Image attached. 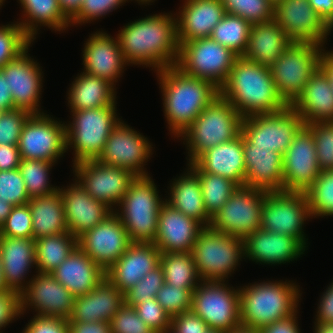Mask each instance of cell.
<instances>
[{
  "instance_id": "obj_28",
  "label": "cell",
  "mask_w": 333,
  "mask_h": 333,
  "mask_svg": "<svg viewBox=\"0 0 333 333\" xmlns=\"http://www.w3.org/2000/svg\"><path fill=\"white\" fill-rule=\"evenodd\" d=\"M245 187L283 191V154L256 147L243 136Z\"/></svg>"
},
{
  "instance_id": "obj_9",
  "label": "cell",
  "mask_w": 333,
  "mask_h": 333,
  "mask_svg": "<svg viewBox=\"0 0 333 333\" xmlns=\"http://www.w3.org/2000/svg\"><path fill=\"white\" fill-rule=\"evenodd\" d=\"M323 45L292 42L280 58L270 66V72L279 96L291 105L302 93L310 76L319 68Z\"/></svg>"
},
{
  "instance_id": "obj_4",
  "label": "cell",
  "mask_w": 333,
  "mask_h": 333,
  "mask_svg": "<svg viewBox=\"0 0 333 333\" xmlns=\"http://www.w3.org/2000/svg\"><path fill=\"white\" fill-rule=\"evenodd\" d=\"M301 294L299 285L288 280L239 286L241 326L260 330L288 318L298 311Z\"/></svg>"
},
{
  "instance_id": "obj_53",
  "label": "cell",
  "mask_w": 333,
  "mask_h": 333,
  "mask_svg": "<svg viewBox=\"0 0 333 333\" xmlns=\"http://www.w3.org/2000/svg\"><path fill=\"white\" fill-rule=\"evenodd\" d=\"M32 114L26 110L13 109L0 112V145H17L24 124Z\"/></svg>"
},
{
  "instance_id": "obj_15",
  "label": "cell",
  "mask_w": 333,
  "mask_h": 333,
  "mask_svg": "<svg viewBox=\"0 0 333 333\" xmlns=\"http://www.w3.org/2000/svg\"><path fill=\"white\" fill-rule=\"evenodd\" d=\"M21 159L57 163L66 152V124L47 113L32 114L18 142Z\"/></svg>"
},
{
  "instance_id": "obj_43",
  "label": "cell",
  "mask_w": 333,
  "mask_h": 333,
  "mask_svg": "<svg viewBox=\"0 0 333 333\" xmlns=\"http://www.w3.org/2000/svg\"><path fill=\"white\" fill-rule=\"evenodd\" d=\"M250 27L251 24L247 20L226 13L214 27L211 38L238 56H242L248 45Z\"/></svg>"
},
{
  "instance_id": "obj_64",
  "label": "cell",
  "mask_w": 333,
  "mask_h": 333,
  "mask_svg": "<svg viewBox=\"0 0 333 333\" xmlns=\"http://www.w3.org/2000/svg\"><path fill=\"white\" fill-rule=\"evenodd\" d=\"M313 9L333 31V0H308Z\"/></svg>"
},
{
  "instance_id": "obj_21",
  "label": "cell",
  "mask_w": 333,
  "mask_h": 333,
  "mask_svg": "<svg viewBox=\"0 0 333 333\" xmlns=\"http://www.w3.org/2000/svg\"><path fill=\"white\" fill-rule=\"evenodd\" d=\"M21 293V313L31 308L35 315L68 320L72 314L75 297L50 273H39L29 279Z\"/></svg>"
},
{
  "instance_id": "obj_44",
  "label": "cell",
  "mask_w": 333,
  "mask_h": 333,
  "mask_svg": "<svg viewBox=\"0 0 333 333\" xmlns=\"http://www.w3.org/2000/svg\"><path fill=\"white\" fill-rule=\"evenodd\" d=\"M56 163L46 160L21 159L19 170L31 198L51 195L60 187L50 185L49 173Z\"/></svg>"
},
{
  "instance_id": "obj_65",
  "label": "cell",
  "mask_w": 333,
  "mask_h": 333,
  "mask_svg": "<svg viewBox=\"0 0 333 333\" xmlns=\"http://www.w3.org/2000/svg\"><path fill=\"white\" fill-rule=\"evenodd\" d=\"M16 109L12 99L10 88L7 84V79L0 69V112H6Z\"/></svg>"
},
{
  "instance_id": "obj_45",
  "label": "cell",
  "mask_w": 333,
  "mask_h": 333,
  "mask_svg": "<svg viewBox=\"0 0 333 333\" xmlns=\"http://www.w3.org/2000/svg\"><path fill=\"white\" fill-rule=\"evenodd\" d=\"M305 194L312 218L333 217V170L321 171Z\"/></svg>"
},
{
  "instance_id": "obj_5",
  "label": "cell",
  "mask_w": 333,
  "mask_h": 333,
  "mask_svg": "<svg viewBox=\"0 0 333 333\" xmlns=\"http://www.w3.org/2000/svg\"><path fill=\"white\" fill-rule=\"evenodd\" d=\"M242 119L230 102L220 94L215 97L180 136L183 144L187 145V164L207 149L239 136Z\"/></svg>"
},
{
  "instance_id": "obj_73",
  "label": "cell",
  "mask_w": 333,
  "mask_h": 333,
  "mask_svg": "<svg viewBox=\"0 0 333 333\" xmlns=\"http://www.w3.org/2000/svg\"><path fill=\"white\" fill-rule=\"evenodd\" d=\"M206 333H225V332L220 331V330H214V329L209 328V329L206 331Z\"/></svg>"
},
{
  "instance_id": "obj_14",
  "label": "cell",
  "mask_w": 333,
  "mask_h": 333,
  "mask_svg": "<svg viewBox=\"0 0 333 333\" xmlns=\"http://www.w3.org/2000/svg\"><path fill=\"white\" fill-rule=\"evenodd\" d=\"M303 125V119L288 105L275 113L243 118L241 134L256 147L284 154Z\"/></svg>"
},
{
  "instance_id": "obj_75",
  "label": "cell",
  "mask_w": 333,
  "mask_h": 333,
  "mask_svg": "<svg viewBox=\"0 0 333 333\" xmlns=\"http://www.w3.org/2000/svg\"><path fill=\"white\" fill-rule=\"evenodd\" d=\"M160 333H174V332H172L171 329H168V330L162 331V332H160Z\"/></svg>"
},
{
  "instance_id": "obj_20",
  "label": "cell",
  "mask_w": 333,
  "mask_h": 333,
  "mask_svg": "<svg viewBox=\"0 0 333 333\" xmlns=\"http://www.w3.org/2000/svg\"><path fill=\"white\" fill-rule=\"evenodd\" d=\"M274 19L292 42L325 46L332 30L308 0H281L274 6Z\"/></svg>"
},
{
  "instance_id": "obj_52",
  "label": "cell",
  "mask_w": 333,
  "mask_h": 333,
  "mask_svg": "<svg viewBox=\"0 0 333 333\" xmlns=\"http://www.w3.org/2000/svg\"><path fill=\"white\" fill-rule=\"evenodd\" d=\"M0 198L13 206L27 204L30 197L19 168L0 171Z\"/></svg>"
},
{
  "instance_id": "obj_33",
  "label": "cell",
  "mask_w": 333,
  "mask_h": 333,
  "mask_svg": "<svg viewBox=\"0 0 333 333\" xmlns=\"http://www.w3.org/2000/svg\"><path fill=\"white\" fill-rule=\"evenodd\" d=\"M304 124L333 122V89L319 67L309 78L302 93L290 105Z\"/></svg>"
},
{
  "instance_id": "obj_26",
  "label": "cell",
  "mask_w": 333,
  "mask_h": 333,
  "mask_svg": "<svg viewBox=\"0 0 333 333\" xmlns=\"http://www.w3.org/2000/svg\"><path fill=\"white\" fill-rule=\"evenodd\" d=\"M160 256L154 243L132 242L105 275L124 294L160 264Z\"/></svg>"
},
{
  "instance_id": "obj_46",
  "label": "cell",
  "mask_w": 333,
  "mask_h": 333,
  "mask_svg": "<svg viewBox=\"0 0 333 333\" xmlns=\"http://www.w3.org/2000/svg\"><path fill=\"white\" fill-rule=\"evenodd\" d=\"M33 42L16 21L0 25V69L17 58Z\"/></svg>"
},
{
  "instance_id": "obj_37",
  "label": "cell",
  "mask_w": 333,
  "mask_h": 333,
  "mask_svg": "<svg viewBox=\"0 0 333 333\" xmlns=\"http://www.w3.org/2000/svg\"><path fill=\"white\" fill-rule=\"evenodd\" d=\"M186 172L173 179L169 187V197L165 202L187 217L198 221L203 227H209L211 217L204 207L199 179L189 168Z\"/></svg>"
},
{
  "instance_id": "obj_48",
  "label": "cell",
  "mask_w": 333,
  "mask_h": 333,
  "mask_svg": "<svg viewBox=\"0 0 333 333\" xmlns=\"http://www.w3.org/2000/svg\"><path fill=\"white\" fill-rule=\"evenodd\" d=\"M164 283L163 268L159 264L124 293V303L134 306L148 299L156 298L157 292Z\"/></svg>"
},
{
  "instance_id": "obj_55",
  "label": "cell",
  "mask_w": 333,
  "mask_h": 333,
  "mask_svg": "<svg viewBox=\"0 0 333 333\" xmlns=\"http://www.w3.org/2000/svg\"><path fill=\"white\" fill-rule=\"evenodd\" d=\"M139 317L158 333L170 329L171 317L156 298L148 299L133 306Z\"/></svg>"
},
{
  "instance_id": "obj_8",
  "label": "cell",
  "mask_w": 333,
  "mask_h": 333,
  "mask_svg": "<svg viewBox=\"0 0 333 333\" xmlns=\"http://www.w3.org/2000/svg\"><path fill=\"white\" fill-rule=\"evenodd\" d=\"M201 280L228 281L244 258V240L204 227L191 250Z\"/></svg>"
},
{
  "instance_id": "obj_74",
  "label": "cell",
  "mask_w": 333,
  "mask_h": 333,
  "mask_svg": "<svg viewBox=\"0 0 333 333\" xmlns=\"http://www.w3.org/2000/svg\"><path fill=\"white\" fill-rule=\"evenodd\" d=\"M274 6L280 2L281 0H269Z\"/></svg>"
},
{
  "instance_id": "obj_67",
  "label": "cell",
  "mask_w": 333,
  "mask_h": 333,
  "mask_svg": "<svg viewBox=\"0 0 333 333\" xmlns=\"http://www.w3.org/2000/svg\"><path fill=\"white\" fill-rule=\"evenodd\" d=\"M83 0H58L60 9L71 20L80 10Z\"/></svg>"
},
{
  "instance_id": "obj_68",
  "label": "cell",
  "mask_w": 333,
  "mask_h": 333,
  "mask_svg": "<svg viewBox=\"0 0 333 333\" xmlns=\"http://www.w3.org/2000/svg\"><path fill=\"white\" fill-rule=\"evenodd\" d=\"M13 205L6 202L2 201L0 198V227L4 224L6 218L10 214L12 210Z\"/></svg>"
},
{
  "instance_id": "obj_27",
  "label": "cell",
  "mask_w": 333,
  "mask_h": 333,
  "mask_svg": "<svg viewBox=\"0 0 333 333\" xmlns=\"http://www.w3.org/2000/svg\"><path fill=\"white\" fill-rule=\"evenodd\" d=\"M203 228L198 221L187 217L165 202L159 210L158 229L153 243L161 253L191 252Z\"/></svg>"
},
{
  "instance_id": "obj_40",
  "label": "cell",
  "mask_w": 333,
  "mask_h": 333,
  "mask_svg": "<svg viewBox=\"0 0 333 333\" xmlns=\"http://www.w3.org/2000/svg\"><path fill=\"white\" fill-rule=\"evenodd\" d=\"M77 237L61 233L35 240L36 268L39 273H51L77 247Z\"/></svg>"
},
{
  "instance_id": "obj_41",
  "label": "cell",
  "mask_w": 333,
  "mask_h": 333,
  "mask_svg": "<svg viewBox=\"0 0 333 333\" xmlns=\"http://www.w3.org/2000/svg\"><path fill=\"white\" fill-rule=\"evenodd\" d=\"M160 265L163 268L166 284L194 291L202 281L197 273L191 252L161 253Z\"/></svg>"
},
{
  "instance_id": "obj_38",
  "label": "cell",
  "mask_w": 333,
  "mask_h": 333,
  "mask_svg": "<svg viewBox=\"0 0 333 333\" xmlns=\"http://www.w3.org/2000/svg\"><path fill=\"white\" fill-rule=\"evenodd\" d=\"M32 215L33 239L69 233L65 222L64 202L60 190L51 195L29 200Z\"/></svg>"
},
{
  "instance_id": "obj_42",
  "label": "cell",
  "mask_w": 333,
  "mask_h": 333,
  "mask_svg": "<svg viewBox=\"0 0 333 333\" xmlns=\"http://www.w3.org/2000/svg\"><path fill=\"white\" fill-rule=\"evenodd\" d=\"M199 179L207 214L214 216L238 189L233 181L220 175L206 173L202 169H190Z\"/></svg>"
},
{
  "instance_id": "obj_61",
  "label": "cell",
  "mask_w": 333,
  "mask_h": 333,
  "mask_svg": "<svg viewBox=\"0 0 333 333\" xmlns=\"http://www.w3.org/2000/svg\"><path fill=\"white\" fill-rule=\"evenodd\" d=\"M67 323L69 333H112L111 324L107 321H67Z\"/></svg>"
},
{
  "instance_id": "obj_3",
  "label": "cell",
  "mask_w": 333,
  "mask_h": 333,
  "mask_svg": "<svg viewBox=\"0 0 333 333\" xmlns=\"http://www.w3.org/2000/svg\"><path fill=\"white\" fill-rule=\"evenodd\" d=\"M169 131L179 137L206 106L219 95L210 81L185 74L176 66L156 72Z\"/></svg>"
},
{
  "instance_id": "obj_7",
  "label": "cell",
  "mask_w": 333,
  "mask_h": 333,
  "mask_svg": "<svg viewBox=\"0 0 333 333\" xmlns=\"http://www.w3.org/2000/svg\"><path fill=\"white\" fill-rule=\"evenodd\" d=\"M117 103L107 107L70 111L72 121L66 123V151L73 149V164L97 159L107 138L119 123Z\"/></svg>"
},
{
  "instance_id": "obj_13",
  "label": "cell",
  "mask_w": 333,
  "mask_h": 333,
  "mask_svg": "<svg viewBox=\"0 0 333 333\" xmlns=\"http://www.w3.org/2000/svg\"><path fill=\"white\" fill-rule=\"evenodd\" d=\"M268 191L238 187L222 208L211 217L214 231L244 239L261 226L264 197Z\"/></svg>"
},
{
  "instance_id": "obj_1",
  "label": "cell",
  "mask_w": 333,
  "mask_h": 333,
  "mask_svg": "<svg viewBox=\"0 0 333 333\" xmlns=\"http://www.w3.org/2000/svg\"><path fill=\"white\" fill-rule=\"evenodd\" d=\"M159 13L136 19L119 30L117 38L128 66L158 70L175 66L179 53L176 16Z\"/></svg>"
},
{
  "instance_id": "obj_35",
  "label": "cell",
  "mask_w": 333,
  "mask_h": 333,
  "mask_svg": "<svg viewBox=\"0 0 333 333\" xmlns=\"http://www.w3.org/2000/svg\"><path fill=\"white\" fill-rule=\"evenodd\" d=\"M292 43L277 21L251 24L245 59L269 67Z\"/></svg>"
},
{
  "instance_id": "obj_17",
  "label": "cell",
  "mask_w": 333,
  "mask_h": 333,
  "mask_svg": "<svg viewBox=\"0 0 333 333\" xmlns=\"http://www.w3.org/2000/svg\"><path fill=\"white\" fill-rule=\"evenodd\" d=\"M152 143L121 119L97 158L103 164L124 168L135 176H148L144 166L153 155Z\"/></svg>"
},
{
  "instance_id": "obj_22",
  "label": "cell",
  "mask_w": 333,
  "mask_h": 333,
  "mask_svg": "<svg viewBox=\"0 0 333 333\" xmlns=\"http://www.w3.org/2000/svg\"><path fill=\"white\" fill-rule=\"evenodd\" d=\"M31 46L17 58L6 63L1 70L7 79L15 108L31 114H43L39 106L43 92V72L40 64L29 56Z\"/></svg>"
},
{
  "instance_id": "obj_36",
  "label": "cell",
  "mask_w": 333,
  "mask_h": 333,
  "mask_svg": "<svg viewBox=\"0 0 333 333\" xmlns=\"http://www.w3.org/2000/svg\"><path fill=\"white\" fill-rule=\"evenodd\" d=\"M70 85L67 103L71 111L107 107L117 103L115 86L100 77L81 72Z\"/></svg>"
},
{
  "instance_id": "obj_30",
  "label": "cell",
  "mask_w": 333,
  "mask_h": 333,
  "mask_svg": "<svg viewBox=\"0 0 333 333\" xmlns=\"http://www.w3.org/2000/svg\"><path fill=\"white\" fill-rule=\"evenodd\" d=\"M187 165L189 169H202L206 173L220 175L243 187L246 174L243 135L240 133L232 141L207 149Z\"/></svg>"
},
{
  "instance_id": "obj_10",
  "label": "cell",
  "mask_w": 333,
  "mask_h": 333,
  "mask_svg": "<svg viewBox=\"0 0 333 333\" xmlns=\"http://www.w3.org/2000/svg\"><path fill=\"white\" fill-rule=\"evenodd\" d=\"M237 57L211 37L197 38L180 44L175 66L185 74L210 81L220 89Z\"/></svg>"
},
{
  "instance_id": "obj_51",
  "label": "cell",
  "mask_w": 333,
  "mask_h": 333,
  "mask_svg": "<svg viewBox=\"0 0 333 333\" xmlns=\"http://www.w3.org/2000/svg\"><path fill=\"white\" fill-rule=\"evenodd\" d=\"M0 236L33 238L32 215L28 203L12 207L10 214L0 227Z\"/></svg>"
},
{
  "instance_id": "obj_19",
  "label": "cell",
  "mask_w": 333,
  "mask_h": 333,
  "mask_svg": "<svg viewBox=\"0 0 333 333\" xmlns=\"http://www.w3.org/2000/svg\"><path fill=\"white\" fill-rule=\"evenodd\" d=\"M129 235L113 211L94 228L77 237V245L104 271L108 270L131 244Z\"/></svg>"
},
{
  "instance_id": "obj_59",
  "label": "cell",
  "mask_w": 333,
  "mask_h": 333,
  "mask_svg": "<svg viewBox=\"0 0 333 333\" xmlns=\"http://www.w3.org/2000/svg\"><path fill=\"white\" fill-rule=\"evenodd\" d=\"M170 329L174 333H206L209 327L191 310L171 317Z\"/></svg>"
},
{
  "instance_id": "obj_32",
  "label": "cell",
  "mask_w": 333,
  "mask_h": 333,
  "mask_svg": "<svg viewBox=\"0 0 333 333\" xmlns=\"http://www.w3.org/2000/svg\"><path fill=\"white\" fill-rule=\"evenodd\" d=\"M0 253L7 288L21 294L30 282L26 275L36 267L35 240L0 236Z\"/></svg>"
},
{
  "instance_id": "obj_63",
  "label": "cell",
  "mask_w": 333,
  "mask_h": 333,
  "mask_svg": "<svg viewBox=\"0 0 333 333\" xmlns=\"http://www.w3.org/2000/svg\"><path fill=\"white\" fill-rule=\"evenodd\" d=\"M297 314L289 316L288 318L279 320L270 325H267L260 329L261 333H300V328L297 320Z\"/></svg>"
},
{
  "instance_id": "obj_18",
  "label": "cell",
  "mask_w": 333,
  "mask_h": 333,
  "mask_svg": "<svg viewBox=\"0 0 333 333\" xmlns=\"http://www.w3.org/2000/svg\"><path fill=\"white\" fill-rule=\"evenodd\" d=\"M320 172L312 129L304 124L283 154V191L305 193Z\"/></svg>"
},
{
  "instance_id": "obj_49",
  "label": "cell",
  "mask_w": 333,
  "mask_h": 333,
  "mask_svg": "<svg viewBox=\"0 0 333 333\" xmlns=\"http://www.w3.org/2000/svg\"><path fill=\"white\" fill-rule=\"evenodd\" d=\"M307 125L312 129L320 171L333 170V122Z\"/></svg>"
},
{
  "instance_id": "obj_25",
  "label": "cell",
  "mask_w": 333,
  "mask_h": 333,
  "mask_svg": "<svg viewBox=\"0 0 333 333\" xmlns=\"http://www.w3.org/2000/svg\"><path fill=\"white\" fill-rule=\"evenodd\" d=\"M67 187L59 188L64 202L65 222L68 232L75 237L94 228L113 210L105 203L94 199L76 181Z\"/></svg>"
},
{
  "instance_id": "obj_60",
  "label": "cell",
  "mask_w": 333,
  "mask_h": 333,
  "mask_svg": "<svg viewBox=\"0 0 333 333\" xmlns=\"http://www.w3.org/2000/svg\"><path fill=\"white\" fill-rule=\"evenodd\" d=\"M314 323L333 322V282L322 293Z\"/></svg>"
},
{
  "instance_id": "obj_54",
  "label": "cell",
  "mask_w": 333,
  "mask_h": 333,
  "mask_svg": "<svg viewBox=\"0 0 333 333\" xmlns=\"http://www.w3.org/2000/svg\"><path fill=\"white\" fill-rule=\"evenodd\" d=\"M128 0H83L78 13L70 20V26L93 22L120 8Z\"/></svg>"
},
{
  "instance_id": "obj_66",
  "label": "cell",
  "mask_w": 333,
  "mask_h": 333,
  "mask_svg": "<svg viewBox=\"0 0 333 333\" xmlns=\"http://www.w3.org/2000/svg\"><path fill=\"white\" fill-rule=\"evenodd\" d=\"M319 67L327 75L333 89V51H325V48L323 49L319 60Z\"/></svg>"
},
{
  "instance_id": "obj_47",
  "label": "cell",
  "mask_w": 333,
  "mask_h": 333,
  "mask_svg": "<svg viewBox=\"0 0 333 333\" xmlns=\"http://www.w3.org/2000/svg\"><path fill=\"white\" fill-rule=\"evenodd\" d=\"M226 13L237 15L250 24L274 18V5L269 0H221Z\"/></svg>"
},
{
  "instance_id": "obj_31",
  "label": "cell",
  "mask_w": 333,
  "mask_h": 333,
  "mask_svg": "<svg viewBox=\"0 0 333 333\" xmlns=\"http://www.w3.org/2000/svg\"><path fill=\"white\" fill-rule=\"evenodd\" d=\"M124 304V294L105 276L90 292L75 297L72 314L67 321L110 323Z\"/></svg>"
},
{
  "instance_id": "obj_34",
  "label": "cell",
  "mask_w": 333,
  "mask_h": 333,
  "mask_svg": "<svg viewBox=\"0 0 333 333\" xmlns=\"http://www.w3.org/2000/svg\"><path fill=\"white\" fill-rule=\"evenodd\" d=\"M50 274L74 297L87 294L106 276L105 271L78 246Z\"/></svg>"
},
{
  "instance_id": "obj_11",
  "label": "cell",
  "mask_w": 333,
  "mask_h": 333,
  "mask_svg": "<svg viewBox=\"0 0 333 333\" xmlns=\"http://www.w3.org/2000/svg\"><path fill=\"white\" fill-rule=\"evenodd\" d=\"M227 282L202 280L193 291L191 308L209 328L225 333L241 327L239 288Z\"/></svg>"
},
{
  "instance_id": "obj_76",
  "label": "cell",
  "mask_w": 333,
  "mask_h": 333,
  "mask_svg": "<svg viewBox=\"0 0 333 333\" xmlns=\"http://www.w3.org/2000/svg\"><path fill=\"white\" fill-rule=\"evenodd\" d=\"M6 0H0V7L3 6V3L5 2ZM1 9V8H0Z\"/></svg>"
},
{
  "instance_id": "obj_56",
  "label": "cell",
  "mask_w": 333,
  "mask_h": 333,
  "mask_svg": "<svg viewBox=\"0 0 333 333\" xmlns=\"http://www.w3.org/2000/svg\"><path fill=\"white\" fill-rule=\"evenodd\" d=\"M112 333H152L149 326L139 317L133 306L125 303L110 321Z\"/></svg>"
},
{
  "instance_id": "obj_72",
  "label": "cell",
  "mask_w": 333,
  "mask_h": 333,
  "mask_svg": "<svg viewBox=\"0 0 333 333\" xmlns=\"http://www.w3.org/2000/svg\"><path fill=\"white\" fill-rule=\"evenodd\" d=\"M130 1H133V0H130ZM135 1L140 5L144 4L146 6V4L150 5V3L154 2L155 0H135Z\"/></svg>"
},
{
  "instance_id": "obj_69",
  "label": "cell",
  "mask_w": 333,
  "mask_h": 333,
  "mask_svg": "<svg viewBox=\"0 0 333 333\" xmlns=\"http://www.w3.org/2000/svg\"><path fill=\"white\" fill-rule=\"evenodd\" d=\"M314 333H333L332 323H314Z\"/></svg>"
},
{
  "instance_id": "obj_23",
  "label": "cell",
  "mask_w": 333,
  "mask_h": 333,
  "mask_svg": "<svg viewBox=\"0 0 333 333\" xmlns=\"http://www.w3.org/2000/svg\"><path fill=\"white\" fill-rule=\"evenodd\" d=\"M82 51L83 72L105 79L116 86L124 72V60L117 38L102 31L91 34Z\"/></svg>"
},
{
  "instance_id": "obj_16",
  "label": "cell",
  "mask_w": 333,
  "mask_h": 333,
  "mask_svg": "<svg viewBox=\"0 0 333 333\" xmlns=\"http://www.w3.org/2000/svg\"><path fill=\"white\" fill-rule=\"evenodd\" d=\"M76 180L94 199L116 210L135 175L124 168L103 164L97 159L73 164Z\"/></svg>"
},
{
  "instance_id": "obj_29",
  "label": "cell",
  "mask_w": 333,
  "mask_h": 333,
  "mask_svg": "<svg viewBox=\"0 0 333 333\" xmlns=\"http://www.w3.org/2000/svg\"><path fill=\"white\" fill-rule=\"evenodd\" d=\"M180 8L174 13L179 44L211 37L214 27L226 14L221 0H184Z\"/></svg>"
},
{
  "instance_id": "obj_2",
  "label": "cell",
  "mask_w": 333,
  "mask_h": 333,
  "mask_svg": "<svg viewBox=\"0 0 333 333\" xmlns=\"http://www.w3.org/2000/svg\"><path fill=\"white\" fill-rule=\"evenodd\" d=\"M219 94L230 102L243 118L275 113L288 106L277 93L269 67L243 56L235 59Z\"/></svg>"
},
{
  "instance_id": "obj_57",
  "label": "cell",
  "mask_w": 333,
  "mask_h": 333,
  "mask_svg": "<svg viewBox=\"0 0 333 333\" xmlns=\"http://www.w3.org/2000/svg\"><path fill=\"white\" fill-rule=\"evenodd\" d=\"M21 313V294L6 289L0 292V333L13 320L20 318Z\"/></svg>"
},
{
  "instance_id": "obj_58",
  "label": "cell",
  "mask_w": 333,
  "mask_h": 333,
  "mask_svg": "<svg viewBox=\"0 0 333 333\" xmlns=\"http://www.w3.org/2000/svg\"><path fill=\"white\" fill-rule=\"evenodd\" d=\"M21 333H69L66 319L34 315Z\"/></svg>"
},
{
  "instance_id": "obj_39",
  "label": "cell",
  "mask_w": 333,
  "mask_h": 333,
  "mask_svg": "<svg viewBox=\"0 0 333 333\" xmlns=\"http://www.w3.org/2000/svg\"><path fill=\"white\" fill-rule=\"evenodd\" d=\"M23 20L17 21L24 32L34 41L39 27L45 26L55 32L70 27V20L60 9L58 0H18Z\"/></svg>"
},
{
  "instance_id": "obj_50",
  "label": "cell",
  "mask_w": 333,
  "mask_h": 333,
  "mask_svg": "<svg viewBox=\"0 0 333 333\" xmlns=\"http://www.w3.org/2000/svg\"><path fill=\"white\" fill-rule=\"evenodd\" d=\"M193 291L164 283L157 292L156 300L162 308L173 317L183 312L191 311Z\"/></svg>"
},
{
  "instance_id": "obj_12",
  "label": "cell",
  "mask_w": 333,
  "mask_h": 333,
  "mask_svg": "<svg viewBox=\"0 0 333 333\" xmlns=\"http://www.w3.org/2000/svg\"><path fill=\"white\" fill-rule=\"evenodd\" d=\"M312 219L305 193L268 191L264 197L261 226L268 232L296 237L306 248V220Z\"/></svg>"
},
{
  "instance_id": "obj_71",
  "label": "cell",
  "mask_w": 333,
  "mask_h": 333,
  "mask_svg": "<svg viewBox=\"0 0 333 333\" xmlns=\"http://www.w3.org/2000/svg\"><path fill=\"white\" fill-rule=\"evenodd\" d=\"M229 333H261L259 329H251L246 327H238Z\"/></svg>"
},
{
  "instance_id": "obj_24",
  "label": "cell",
  "mask_w": 333,
  "mask_h": 333,
  "mask_svg": "<svg viewBox=\"0 0 333 333\" xmlns=\"http://www.w3.org/2000/svg\"><path fill=\"white\" fill-rule=\"evenodd\" d=\"M244 259L263 264L281 265L297 260L306 247L296 238L259 228L244 239Z\"/></svg>"
},
{
  "instance_id": "obj_62",
  "label": "cell",
  "mask_w": 333,
  "mask_h": 333,
  "mask_svg": "<svg viewBox=\"0 0 333 333\" xmlns=\"http://www.w3.org/2000/svg\"><path fill=\"white\" fill-rule=\"evenodd\" d=\"M21 162L17 145H0V171H9L19 168Z\"/></svg>"
},
{
  "instance_id": "obj_6",
  "label": "cell",
  "mask_w": 333,
  "mask_h": 333,
  "mask_svg": "<svg viewBox=\"0 0 333 333\" xmlns=\"http://www.w3.org/2000/svg\"><path fill=\"white\" fill-rule=\"evenodd\" d=\"M162 199L150 175L136 176L130 183L128 191L114 212L120 218L131 242H154L159 210L165 203V199Z\"/></svg>"
},
{
  "instance_id": "obj_70",
  "label": "cell",
  "mask_w": 333,
  "mask_h": 333,
  "mask_svg": "<svg viewBox=\"0 0 333 333\" xmlns=\"http://www.w3.org/2000/svg\"><path fill=\"white\" fill-rule=\"evenodd\" d=\"M6 289H8V288L6 286V281L4 279L3 266H2L1 253H0V292L5 291Z\"/></svg>"
}]
</instances>
